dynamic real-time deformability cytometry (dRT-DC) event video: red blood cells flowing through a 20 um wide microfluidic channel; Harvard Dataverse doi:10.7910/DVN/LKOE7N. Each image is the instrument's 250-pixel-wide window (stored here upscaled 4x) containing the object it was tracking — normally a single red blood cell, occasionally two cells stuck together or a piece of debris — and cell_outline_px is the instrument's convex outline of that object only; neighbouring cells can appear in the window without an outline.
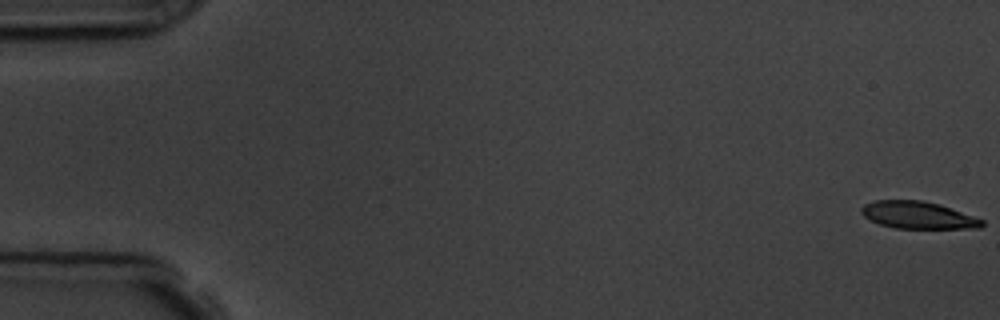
{"species": "common noctule bat (a hibernating species)", "species_latin": "Nyctalus noctula", "temperature_condition": "room temperature", "stored_images_in_passage": 57, "camera_frame_rate_fps": 3000, "um_per_image_px": 0.085, "animal": {"sex": "male", "body_mass_g": 19.5, "forearm_length_mm": 54.6}, "frame": {"image": 1, "passage_image": 1, "time_ms": 0.0, "image_size_px": [1000, 320], "cell_outline_px": [[984, 224], [980, 228], [896, 228], [880, 224], [864, 216], [860, 212], [860, 208], [864, 204], [872, 200], [920, 200], [940, 204], [984, 220]], "centroid_in_image_um": [78.01, 18.27], "position_along_channel_um": 7.0, "area_um2": 19.07}}
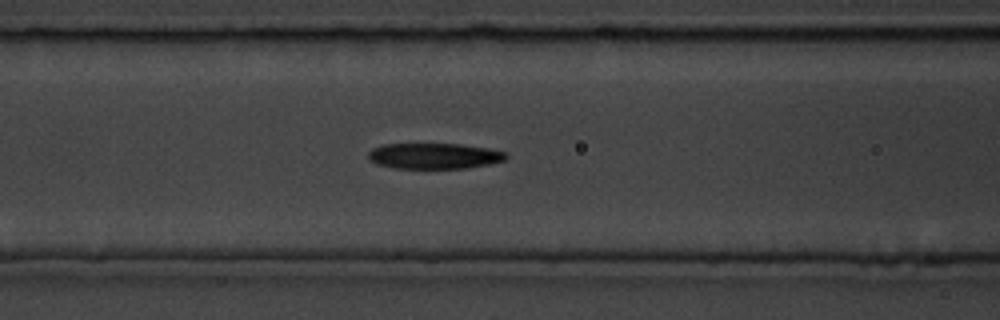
{"frame": {"image": 2, "passage_image": 24, "time_ms": 7.667, "image_size_px": [1000, 320], "cell_outline_px": [[508, 156], [504, 160], [488, 164], [464, 168], [396, 168], [376, 164], [368, 160], [368, 152], [372, 148], [384, 144], [460, 144], [488, 148], [508, 152]], "centroid_in_image_um": [36.89, 13.25], "position_along_channel_um": 129.7, "area_um2": 20.69}}
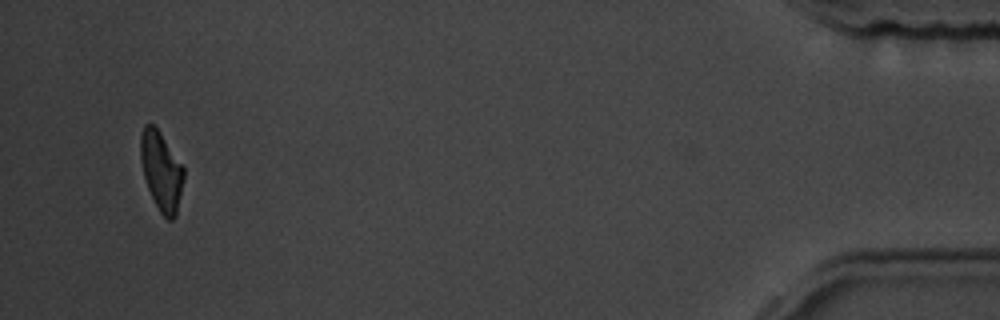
{"frame": {"image": 3, "passage_image": 55, "time_ms": 18.0, "image_size_px": [1000, 320], "cell_outline_px": [[184, 180], [176, 216], [172, 220], [168, 220], [160, 212], [148, 188], [144, 176], [140, 160], [140, 136], [144, 124], [152, 124], [160, 132], [184, 168]], "centroid_in_image_um": [13.71, 14.54], "position_along_channel_um": 421.5, "area_um2": 19.71}, "authors_computed_cell_mechanics": {"area_um2": 21.386, "velocity_mm_per_s": 3.6004, "shape_relaxation_time_tau1_ms": 4.0967, "shape_relaxation_time_tau2_ms": 3.2454, "deformation_change_tau1": 0.1592, "deformation_change_tau2": 0.1255}}